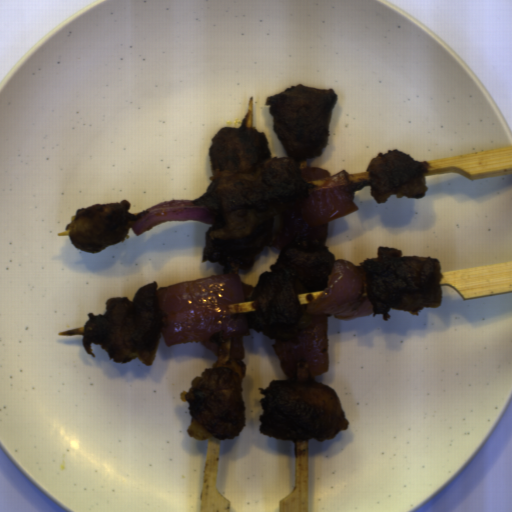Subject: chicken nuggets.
I'll use <instances>...</instances> for the list:
<instances>
[{
  "label": "chicken nuggets",
  "mask_w": 512,
  "mask_h": 512,
  "mask_svg": "<svg viewBox=\"0 0 512 512\" xmlns=\"http://www.w3.org/2000/svg\"><path fill=\"white\" fill-rule=\"evenodd\" d=\"M429 166L395 150L378 153L367 168L372 196L379 203L387 202L391 195L397 198L425 197L428 190L425 174L429 173Z\"/></svg>",
  "instance_id": "80899664"
},
{
  "label": "chicken nuggets",
  "mask_w": 512,
  "mask_h": 512,
  "mask_svg": "<svg viewBox=\"0 0 512 512\" xmlns=\"http://www.w3.org/2000/svg\"><path fill=\"white\" fill-rule=\"evenodd\" d=\"M337 101L332 88L300 84L266 99L274 133L288 157H272L265 133L252 127H224L213 136V181L192 202L216 213L202 261L236 262L239 269H249L254 257L274 245L280 215L297 209L309 192L296 160L323 154Z\"/></svg>",
  "instance_id": "90cb4de2"
},
{
  "label": "chicken nuggets",
  "mask_w": 512,
  "mask_h": 512,
  "mask_svg": "<svg viewBox=\"0 0 512 512\" xmlns=\"http://www.w3.org/2000/svg\"><path fill=\"white\" fill-rule=\"evenodd\" d=\"M259 433L281 441H324L349 428L338 395L313 380L281 379L260 389Z\"/></svg>",
  "instance_id": "cc037f56"
},
{
  "label": "chicken nuggets",
  "mask_w": 512,
  "mask_h": 512,
  "mask_svg": "<svg viewBox=\"0 0 512 512\" xmlns=\"http://www.w3.org/2000/svg\"><path fill=\"white\" fill-rule=\"evenodd\" d=\"M157 284L154 280L142 286L132 301L126 297L109 298L105 315L89 312L82 337L86 353L95 357L92 344H98L118 364L134 358L149 366L154 363L162 332Z\"/></svg>",
  "instance_id": "bb5aeace"
},
{
  "label": "chicken nuggets",
  "mask_w": 512,
  "mask_h": 512,
  "mask_svg": "<svg viewBox=\"0 0 512 512\" xmlns=\"http://www.w3.org/2000/svg\"><path fill=\"white\" fill-rule=\"evenodd\" d=\"M367 293L372 313L389 321L391 308L419 315L423 308L438 307L443 278L438 259L402 256L396 248L378 247L377 258L366 259Z\"/></svg>",
  "instance_id": "2cc3b61b"
},
{
  "label": "chicken nuggets",
  "mask_w": 512,
  "mask_h": 512,
  "mask_svg": "<svg viewBox=\"0 0 512 512\" xmlns=\"http://www.w3.org/2000/svg\"><path fill=\"white\" fill-rule=\"evenodd\" d=\"M246 363L218 359L194 377L184 397L188 402L190 438L204 441L237 438L247 425L242 389Z\"/></svg>",
  "instance_id": "73b27043"
},
{
  "label": "chicken nuggets",
  "mask_w": 512,
  "mask_h": 512,
  "mask_svg": "<svg viewBox=\"0 0 512 512\" xmlns=\"http://www.w3.org/2000/svg\"><path fill=\"white\" fill-rule=\"evenodd\" d=\"M129 201L115 204H93L88 208H78L71 215V223L66 226L71 243L86 252H99L107 246L125 239L132 221L138 216L129 212Z\"/></svg>",
  "instance_id": "7819a8a1"
},
{
  "label": "chicken nuggets",
  "mask_w": 512,
  "mask_h": 512,
  "mask_svg": "<svg viewBox=\"0 0 512 512\" xmlns=\"http://www.w3.org/2000/svg\"><path fill=\"white\" fill-rule=\"evenodd\" d=\"M335 262L325 241L299 238L280 248L271 270L262 273L246 295L256 304L255 311L247 314L249 329L278 341L294 339L306 330L311 319L297 293L326 289Z\"/></svg>",
  "instance_id": "f4ed5422"
}]
</instances>
